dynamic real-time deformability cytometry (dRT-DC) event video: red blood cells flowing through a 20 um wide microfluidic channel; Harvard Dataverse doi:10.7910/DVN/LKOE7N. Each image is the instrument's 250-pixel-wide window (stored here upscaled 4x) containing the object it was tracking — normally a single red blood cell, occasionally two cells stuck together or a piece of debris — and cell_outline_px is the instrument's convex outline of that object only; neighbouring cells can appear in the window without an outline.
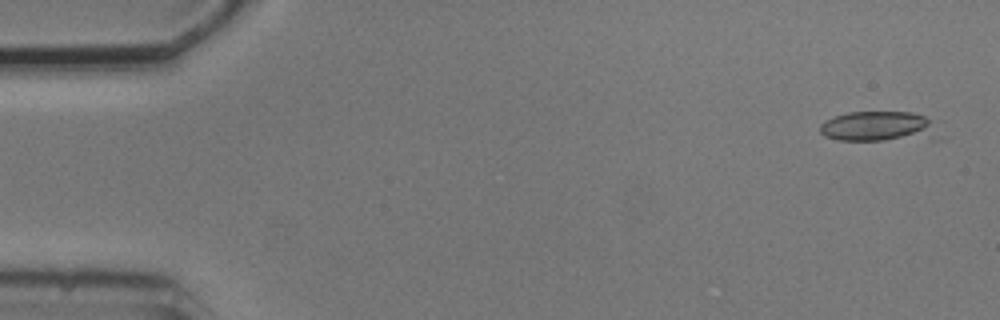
{"species": "common noctule bat (a hibernating species)", "species_latin": "Nyctalus noctula", "temperature_condition": "cold", "stored_images_in_passage": 6, "camera_frame_rate_fps": 3000, "um_per_image_px": 0.085, "animal": {"sex": "male", "body_mass_g": 20.5, "forearm_length_mm": 52.5}, "frame": {"image": 1, "passage_image": 1, "time_ms": 0.0, "image_size_px": [1000, 320], "cell_outline_px": [[936, 140], [836, 140], [824, 136], [820, 132], [820, 124], [824, 120], [848, 112], [912, 112], [924, 116], [928, 120]], "centroid_in_image_um": [74.61, 10.77], "position_along_channel_um": 10.4, "area_um2": 20.75}}